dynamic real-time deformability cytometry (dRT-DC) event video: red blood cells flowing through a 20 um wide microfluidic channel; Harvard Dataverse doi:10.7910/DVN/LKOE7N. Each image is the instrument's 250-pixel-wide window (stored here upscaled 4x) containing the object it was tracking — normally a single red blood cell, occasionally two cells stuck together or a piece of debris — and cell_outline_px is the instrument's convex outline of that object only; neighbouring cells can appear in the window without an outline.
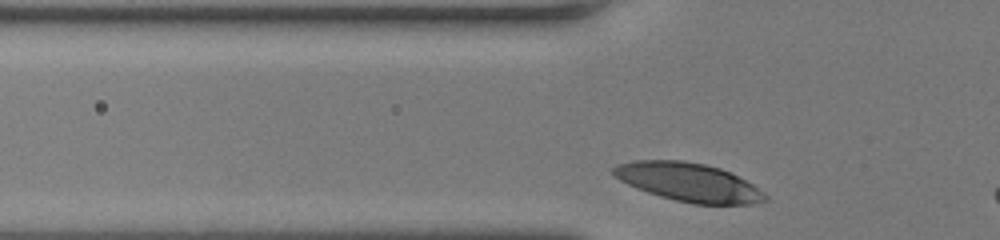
{"species": "human", "species_latin": "Homo sapiens", "temperature_condition": "room temperature", "stored_images_in_passage": 26, "camera_frame_rate_fps": 3000, "um_per_image_px": 0.085, "donor": {"sex": "female"}, "frame": {"image": 1, "passage_image": 2, "time_ms": 0.333, "image_size_px": [1000, 240], "cell_outline_px": [[768, 200], [752, 204], [692, 204], [660, 196], [636, 188], [620, 180], [612, 172], [612, 168], [616, 164], [636, 160], [684, 160], [704, 164], [720, 168], [752, 184], [764, 192], [768, 196]], "centroid_in_image_um": [58.52, 15.49], "position_along_channel_um": 67.3, "area_um2": 33.87}}
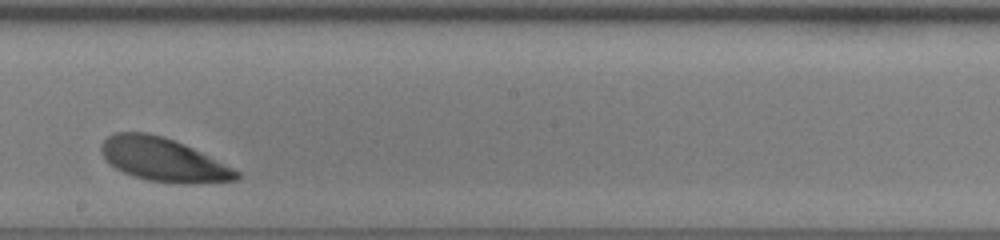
{"frame": {"image": 2, "passage_image": 15, "time_ms": 4.667, "image_size_px": [1000, 240], "cell_outline_px": [[240, 176], [236, 180], [200, 184], [184, 184], [148, 180], [132, 176], [116, 168], [104, 156], [100, 148], [100, 144], [108, 136], [116, 132], [144, 132], [160, 136], [184, 144], [240, 172]], "centroid_in_image_um": [13.87, 13.59], "position_along_channel_um": 234.3, "area_um2": 33.76}}
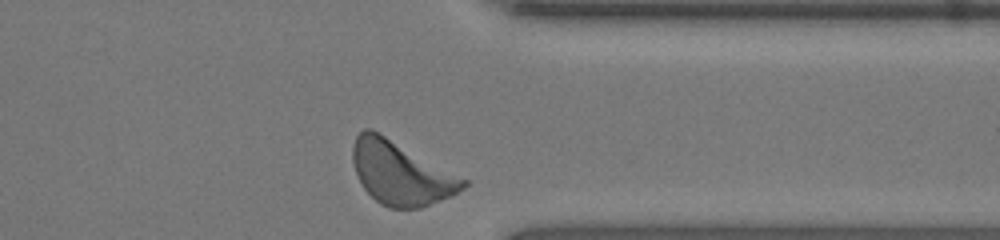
{"frame": {"image": 3, "passage_image": 26, "time_ms": 8.333, "image_size_px": [1000, 240], "cell_outline_px": [[468, 184], [464, 188], [452, 196], [420, 208], [388, 208], [380, 204], [364, 188], [356, 172], [352, 160], [352, 144], [356, 136], [364, 128], [372, 128], [468, 180]], "centroid_in_image_um": [34.06, 14.7], "position_along_channel_um": 377.3, "area_um2": 40.69}}